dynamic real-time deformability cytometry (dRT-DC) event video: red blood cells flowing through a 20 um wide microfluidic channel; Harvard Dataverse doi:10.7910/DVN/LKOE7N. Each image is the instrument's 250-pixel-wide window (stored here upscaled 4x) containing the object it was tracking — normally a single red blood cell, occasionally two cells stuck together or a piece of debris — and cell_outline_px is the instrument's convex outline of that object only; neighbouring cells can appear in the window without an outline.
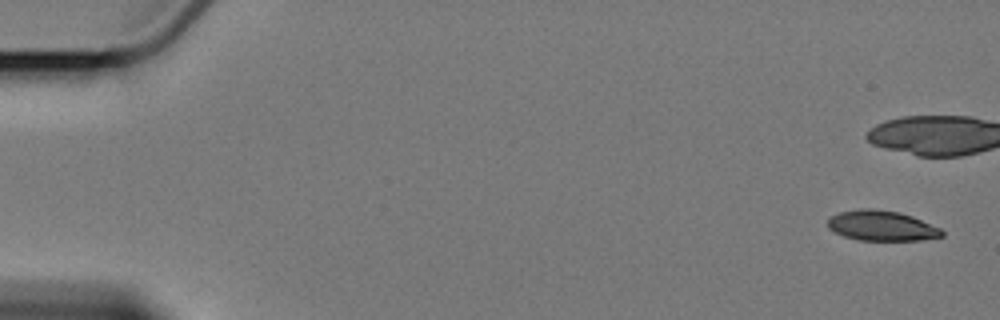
{"species": "Egyptian fruit bat (a non-hibernating species)", "species_latin": "Rousettus aegyptiacus", "temperature_condition": "cold", "stored_images_in_passage": 7, "camera_frame_rate_fps": 3000, "um_per_image_px": 0.085, "animal": {"sex": "female"}, "frame": {"image": 1, "passage_image": 1, "time_ms": 0.0, "image_size_px": [1000, 320], "cell_outline_px": [[944, 236], [920, 240], [860, 240], [844, 236], [828, 228], [828, 216], [840, 212], [860, 208], [872, 208], [900, 212], [912, 216], [940, 228], [944, 232]], "centroid_in_image_um": [74.93, 19.17], "position_along_channel_um": 10.1, "area_um2": 20.11}}